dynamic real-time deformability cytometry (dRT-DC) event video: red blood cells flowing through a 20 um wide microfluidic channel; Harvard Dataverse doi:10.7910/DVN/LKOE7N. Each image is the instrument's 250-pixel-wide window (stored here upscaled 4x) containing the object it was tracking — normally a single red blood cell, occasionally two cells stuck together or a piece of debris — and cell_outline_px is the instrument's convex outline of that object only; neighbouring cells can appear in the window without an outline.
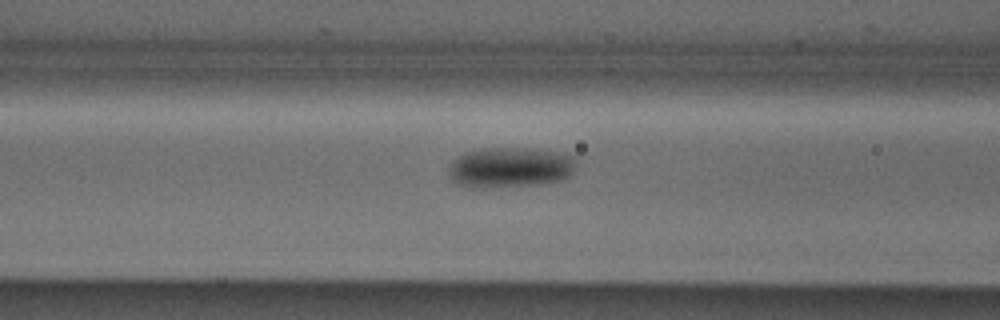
{"species": "Egyptian fruit bat (a non-hibernating species)", "species_latin": "Rousettus aegyptiacus", "temperature_condition": "cold", "stored_images_in_passage": 18, "camera_frame_rate_fps": 3000, "um_per_image_px": 0.085, "animal": {"sex": "male"}, "frame": {"image": 1, "passage_image": 16, "time_ms": 5.0, "image_size_px": [1000, 320], "cell_outline_px": [[576, 168], [568, 180], [540, 184], [484, 188], [468, 188], [456, 184], [448, 176], [448, 172], [452, 160], [464, 152], [480, 148], [528, 148], [556, 152], [576, 156]], "centroid_in_image_um": [43.37, 14.24], "position_along_channel_um": 123.2, "area_um2": 30.81}}